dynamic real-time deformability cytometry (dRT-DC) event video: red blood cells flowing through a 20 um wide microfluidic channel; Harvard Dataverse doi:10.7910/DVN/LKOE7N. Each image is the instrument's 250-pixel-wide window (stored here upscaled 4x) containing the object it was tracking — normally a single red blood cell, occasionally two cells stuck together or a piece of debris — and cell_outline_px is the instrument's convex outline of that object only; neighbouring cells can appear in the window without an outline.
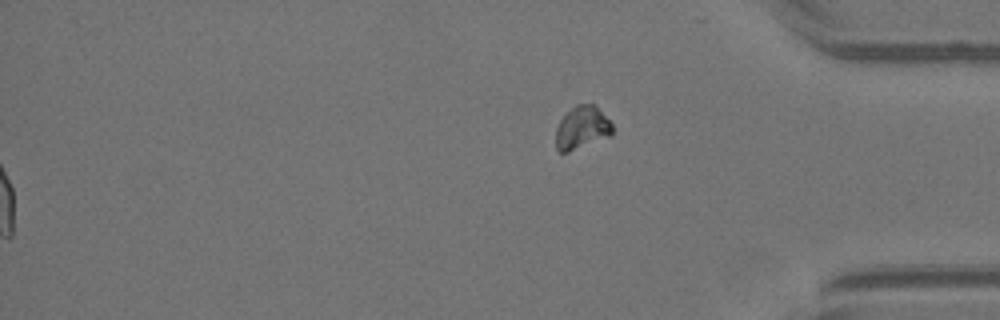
{"species": "Egyptian fruit bat (a non-hibernating species)", "species_latin": "Rousettus aegyptiacus", "temperature_condition": "warm", "stored_images_in_passage": 52, "segment_of_instrument_passage": [2, 2], "camera_frame_rate_fps": 3000, "um_per_image_px": 0.085, "animal": {"sex": "female"}, "frame": {"image": 1, "passage_image": 52, "time_ms": 17.0, "image_size_px": [1000, 320], "cell_outline_px": [[612, 136], [568, 152], [560, 152], [556, 148], [556, 128], [560, 120], [576, 104], [596, 104], [612, 124]], "centroid_in_image_um": [49.48, 10.86], "position_along_channel_um": 385.7, "area_um2": 14.16}}